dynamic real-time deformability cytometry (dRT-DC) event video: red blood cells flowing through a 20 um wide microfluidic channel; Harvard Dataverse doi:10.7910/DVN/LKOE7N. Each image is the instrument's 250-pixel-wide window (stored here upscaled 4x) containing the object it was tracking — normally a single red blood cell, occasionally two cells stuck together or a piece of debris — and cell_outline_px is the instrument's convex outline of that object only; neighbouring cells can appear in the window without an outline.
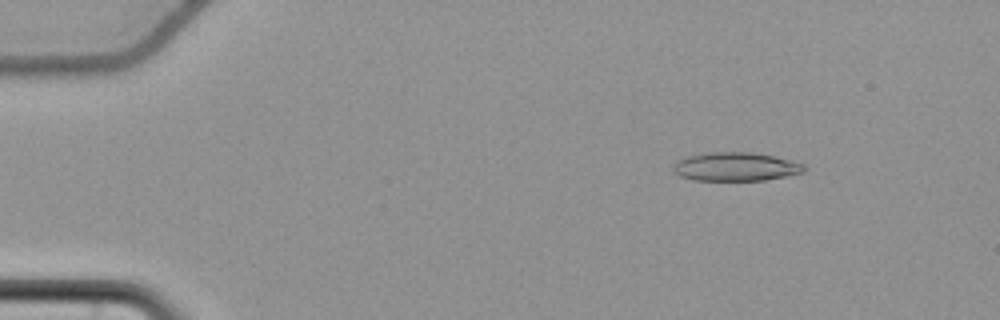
{"species": "common noctule bat (a hibernating species)", "species_latin": "Nyctalus noctula", "temperature_condition": "cold", "stored_images_in_passage": 57, "camera_frame_rate_fps": 3000, "um_per_image_px": 0.085, "animal": {"sex": "female", "body_mass_g": 22.7, "forearm_length_mm": 54.2}, "frame": {"image": 1, "passage_image": 9, "time_ms": 2.667, "image_size_px": [1000, 320], "cell_outline_px": [[804, 172], [764, 180], [692, 180], [680, 176], [676, 172], [676, 164], [680, 160], [688, 156], [712, 152], [752, 152], [772, 156], [804, 164]], "centroid_in_image_um": [62.56, 14.17], "position_along_channel_um": 22.4, "area_um2": 21.27}}
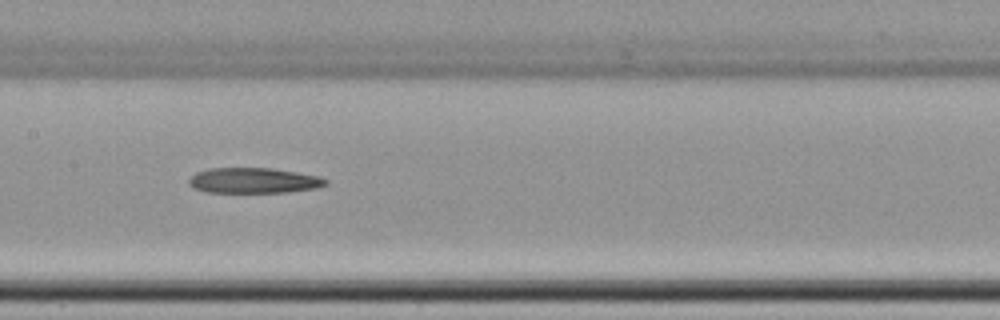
{"frame": {"image": 2, "passage_image": 30, "time_ms": 9.667, "image_size_px": [1000, 320], "cell_outline_px": [[328, 184], [316, 188], [288, 192], [204, 192], [192, 188], [188, 184], [188, 180], [196, 172], [208, 168], [272, 168], [320, 176], [328, 180]], "centroid_in_image_um": [21.55, 15.34], "position_along_channel_um": 185.9, "area_um2": 20.4}}
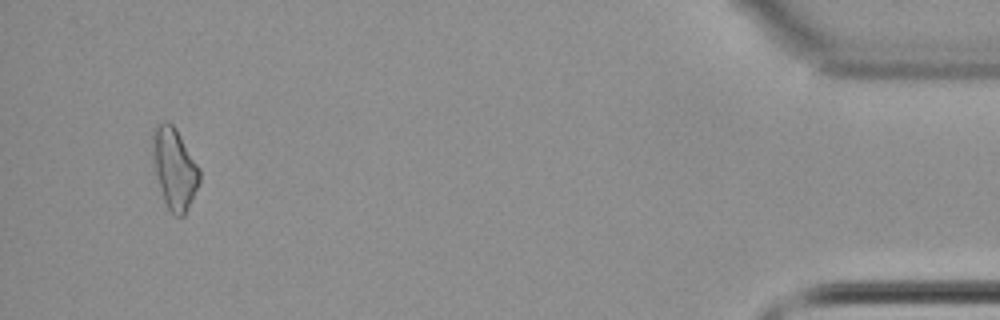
{"frame": {"image": 3, "passage_image": 55, "time_ms": 18.0, "image_size_px": [1000, 320], "cell_outline_px": [[200, 180], [184, 216], [176, 216], [168, 208], [164, 200], [152, 164], [152, 128], [156, 124], [164, 120], [168, 120], [176, 128], [200, 168]], "centroid_in_image_um": [14.79, 14.24], "position_along_channel_um": 420.4, "area_um2": 22.31}}